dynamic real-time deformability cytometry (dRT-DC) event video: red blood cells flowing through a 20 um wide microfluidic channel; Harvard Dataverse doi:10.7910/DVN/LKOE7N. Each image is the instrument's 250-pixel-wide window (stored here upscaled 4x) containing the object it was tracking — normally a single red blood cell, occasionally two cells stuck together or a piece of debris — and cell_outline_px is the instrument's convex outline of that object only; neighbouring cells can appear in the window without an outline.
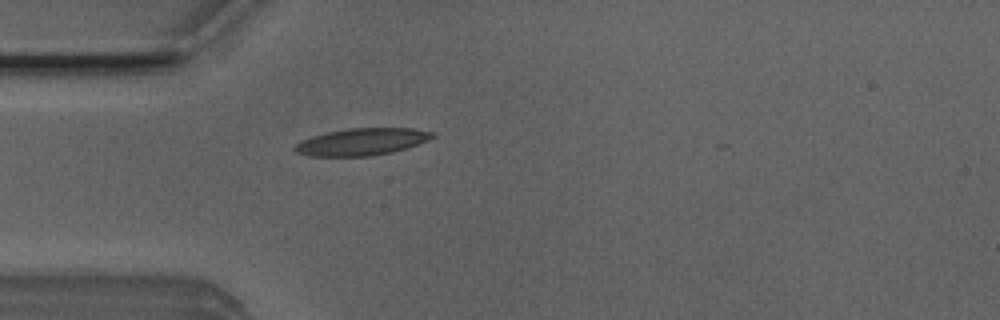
{"species": "Egyptian fruit bat (a non-hibernating species)", "species_latin": "Rousettus aegyptiacus", "temperature_condition": "room temperature", "stored_images_in_passage": 5, "camera_frame_rate_fps": 3000, "um_per_image_px": 0.085, "animal": {"sex": "male"}, "frame": {"image": 1, "passage_image": 5, "time_ms": 1.333, "image_size_px": [1000, 320], "cell_outline_px": [[436, 136], [428, 140], [408, 148], [392, 152], [372, 156], [312, 156], [296, 152], [292, 148], [300, 140], [312, 136], [328, 132], [348, 128], [412, 128], [436, 132]], "centroid_in_image_um": [30.78, 12.05], "position_along_channel_um": 54.2, "area_um2": 21.85}}